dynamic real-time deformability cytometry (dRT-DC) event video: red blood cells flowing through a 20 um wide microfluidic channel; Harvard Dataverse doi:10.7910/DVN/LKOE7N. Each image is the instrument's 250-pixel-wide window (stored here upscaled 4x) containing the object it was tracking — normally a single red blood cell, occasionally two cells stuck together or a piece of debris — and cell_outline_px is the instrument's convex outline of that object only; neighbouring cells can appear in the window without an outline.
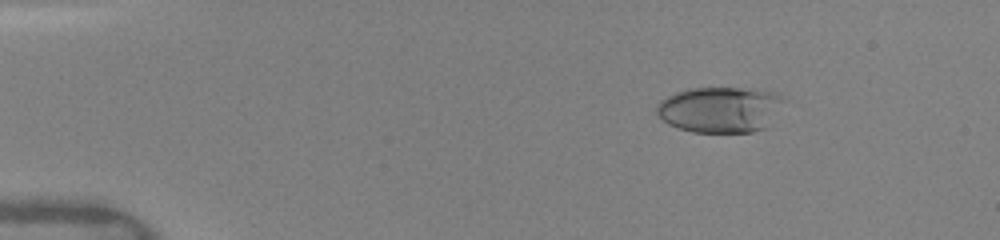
{"species": "human", "species_latin": "Homo sapiens", "temperature_condition": "warm", "stored_images_in_passage": 45, "camera_frame_rate_fps": 3000, "um_per_image_px": 0.085, "donor": {"sex": "female"}, "frame": {"image": 1, "passage_image": 3, "time_ms": 0.667, "image_size_px": [1000, 240], "cell_outline_px": [[788, 100], [768, 128], [752, 132], [692, 132], [668, 124], [656, 112], [656, 104], [660, 100], [676, 92], [688, 88], [764, 88], [776, 92], [784, 96]], "centroid_in_image_um": [61.32, 9.29], "position_along_channel_um": 23.7, "area_um2": 34.91}}
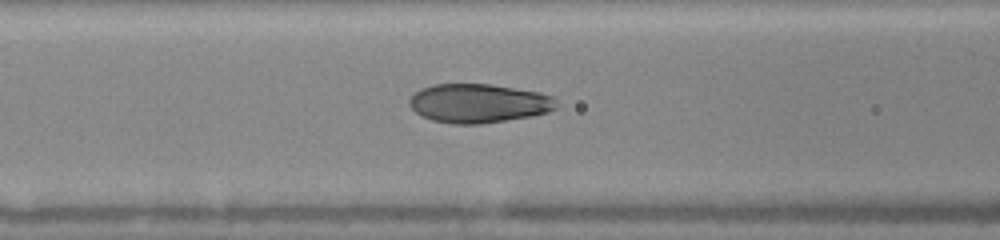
{"frame": {"image": 2, "passage_image": 17, "time_ms": 5.333, "image_size_px": [1000, 240], "cell_outline_px": [[556, 108], [548, 112], [532, 116], [480, 124], [452, 124], [432, 120], [420, 116], [408, 104], [408, 100], [420, 88], [432, 84], [488, 84], [540, 92], [552, 96], [556, 100]], "centroid_in_image_um": [40.65, 8.78], "position_along_channel_um": 125.9, "area_um2": 33.47}}
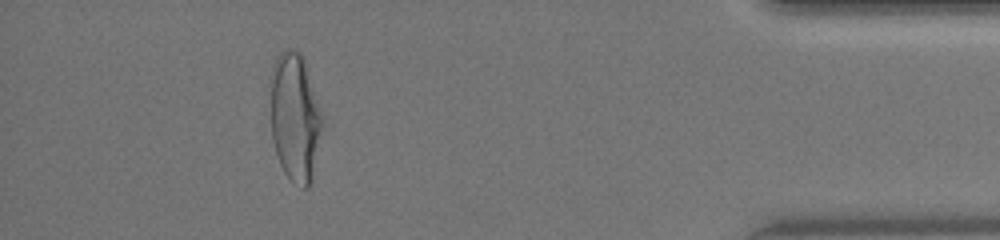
{"frame": {"image": 3, "passage_image": 41, "time_ms": 13.333, "image_size_px": [1000, 240], "cell_outline_px": [[324, 128], [308, 188], [304, 188], [292, 180], [284, 172], [280, 164], [272, 140], [272, 68], [280, 52], [284, 48], [296, 48], [304, 56], [324, 116]], "centroid_in_image_um": [25.13, 9.9], "position_along_channel_um": 410.1, "area_um2": 38.96}, "authors_computed_cell_mechanics": {"area_um2": 33.9864, "velocity_mm_per_s": 4.116, "shape_relaxation_time_tau1_ms": 5.4034, "shape_relaxation_time_tau2_ms": 0.6478, "deformation_change_tau1": 0.2276, "deformation_change_tau2": 0.0592}}